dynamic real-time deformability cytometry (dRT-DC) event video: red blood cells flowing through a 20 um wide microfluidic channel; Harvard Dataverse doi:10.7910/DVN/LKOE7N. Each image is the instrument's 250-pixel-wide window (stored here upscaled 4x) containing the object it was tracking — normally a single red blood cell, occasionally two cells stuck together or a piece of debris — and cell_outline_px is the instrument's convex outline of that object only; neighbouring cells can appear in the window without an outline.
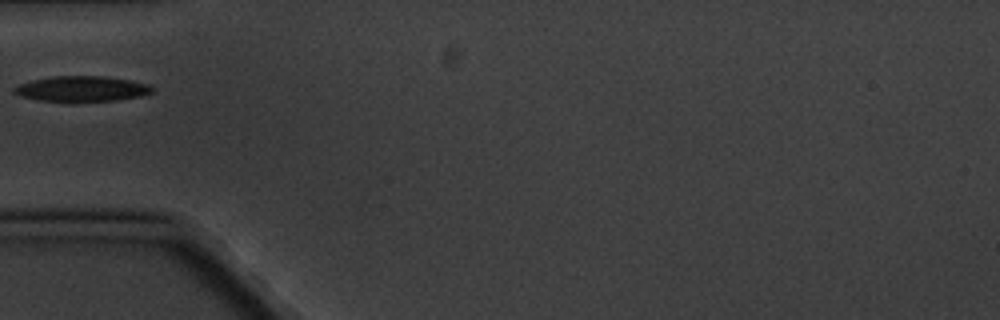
{"species": "common noctule bat (a hibernating species)", "species_latin": "Nyctalus noctula", "temperature_condition": "cold", "stored_images_in_passage": 1, "camera_frame_rate_fps": 3000, "um_per_image_px": 0.085, "animal": {"sex": "male", "body_mass_g": 20.1, "forearm_length_mm": 53.5}, "frame": {"image": 1, "passage_image": 1, "time_ms": 0.0, "image_size_px": [1000, 320], "cell_outline_px": [[152, 92], [140, 96], [116, 100], [72, 104], [68, 104], [40, 100], [20, 96], [12, 92], [12, 88], [16, 84], [32, 80], [56, 76], [104, 76], [128, 80], [148, 84], [152, 88]], "centroid_in_image_um": [6.86, 7.59], "position_along_channel_um": 78.1, "area_um2": 21.1}}